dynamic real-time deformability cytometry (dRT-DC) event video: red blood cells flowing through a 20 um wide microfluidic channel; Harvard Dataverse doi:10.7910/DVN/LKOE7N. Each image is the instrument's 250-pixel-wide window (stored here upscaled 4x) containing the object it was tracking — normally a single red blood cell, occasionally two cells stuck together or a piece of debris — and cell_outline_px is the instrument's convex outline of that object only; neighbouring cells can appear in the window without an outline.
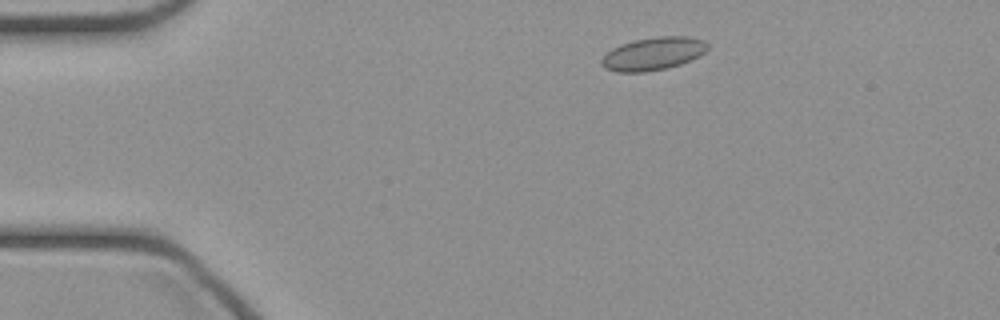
{"species": "common noctule bat (a hibernating species)", "species_latin": "Nyctalus noctula", "temperature_condition": "cold", "stored_images_in_passage": 43, "camera_frame_rate_fps": 3000, "um_per_image_px": 0.085, "animal": {"sex": "female", "body_mass_g": 21.9}, "frame": {"image": 1, "passage_image": 5, "time_ms": 1.333, "image_size_px": [1000, 320], "cell_outline_px": [[708, 48], [700, 56], [692, 60], [668, 68], [644, 72], [616, 72], [604, 68], [600, 64], [600, 60], [612, 48], [620, 44], [632, 40], [656, 36], [688, 36], [704, 40], [708, 44]], "centroid_in_image_um": [55.52, 4.56], "position_along_channel_um": 29.5, "area_um2": 20.63}}
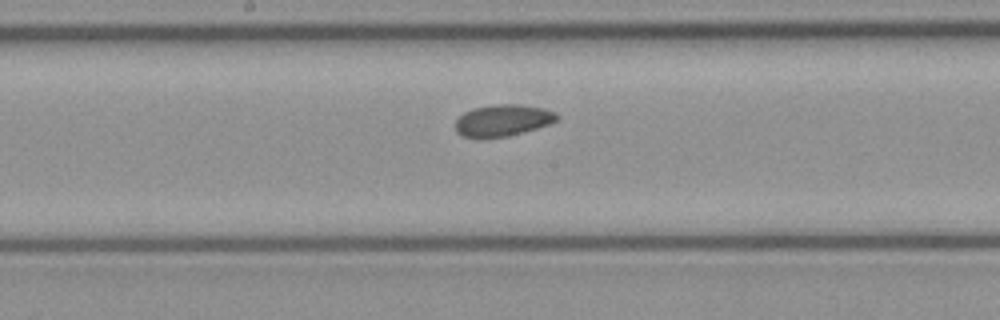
{"frame": {"image": 2, "passage_image": 21, "time_ms": 6.667, "image_size_px": [1000, 320], "cell_outline_px": [[560, 116], [556, 120], [548, 124], [524, 132], [508, 136], [464, 136], [456, 132], [456, 120], [464, 112], [472, 108], [492, 104], [516, 104], [540, 108], [556, 112]], "centroid_in_image_um": [42.74, 10.2], "position_along_channel_um": 205.5, "area_um2": 18.32}}
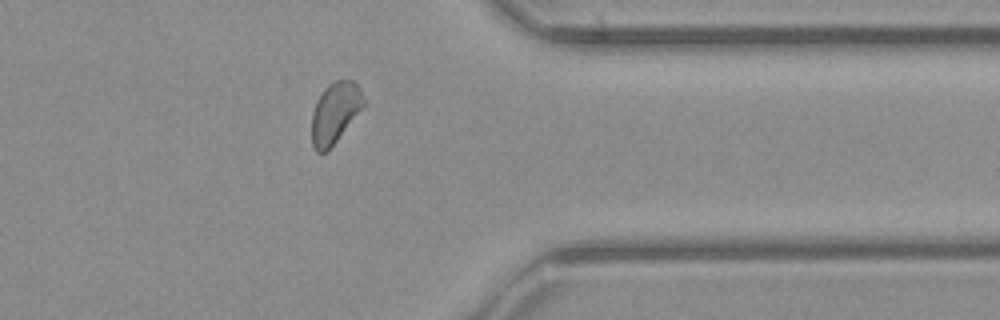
{"frame": {"image": 3, "passage_image": 34, "time_ms": 11.0, "image_size_px": [1000, 320], "cell_outline_px": [[364, 108], [328, 152], [316, 152], [312, 144], [312, 112], [316, 100], [324, 88], [328, 84], [336, 80], [352, 80], [360, 88], [364, 100]], "centroid_in_image_um": [28.48, 9.6], "position_along_channel_um": 382.9, "area_um2": 18.73}}